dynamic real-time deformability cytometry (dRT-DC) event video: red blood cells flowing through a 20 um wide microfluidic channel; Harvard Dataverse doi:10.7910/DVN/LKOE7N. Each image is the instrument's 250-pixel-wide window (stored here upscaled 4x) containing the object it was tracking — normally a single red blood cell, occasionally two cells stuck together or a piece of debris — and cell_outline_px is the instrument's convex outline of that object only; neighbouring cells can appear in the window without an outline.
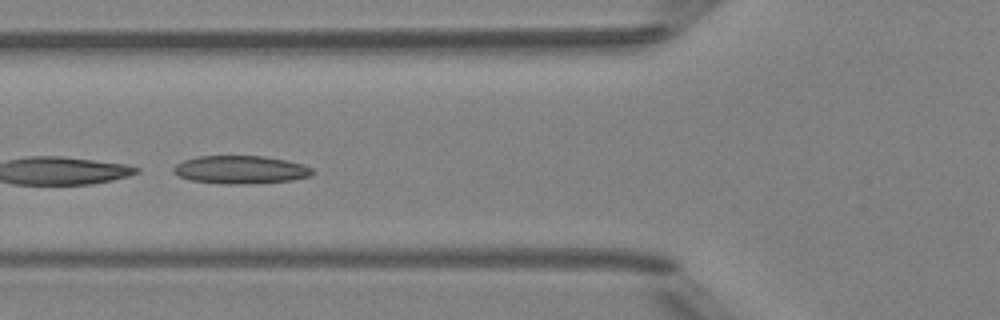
{"species": "Egyptian fruit bat (a non-hibernating species)", "species_latin": "Rousettus aegyptiacus", "temperature_condition": "room temperature", "stored_images_in_passage": 8, "camera_frame_rate_fps": 3000, "um_per_image_px": 0.085, "animal": {"sex": "female"}, "frame": {"image": 1, "passage_image": 5, "time_ms": 5.667, "image_size_px": [1000, 320], "cell_outline_px": [[312, 176], [292, 180], [260, 184], [224, 184], [188, 180], [172, 172], [172, 168], [176, 164], [184, 160], [200, 156], [264, 156], [288, 160], [304, 164], [312, 168]], "centroid_in_image_um": [20.47, 14.43], "position_along_channel_um": 105.3, "area_um2": 23.06}}